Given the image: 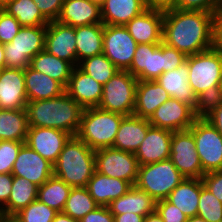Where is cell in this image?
Masks as SVG:
<instances>
[{
    "label": "cell",
    "instance_id": "obj_1",
    "mask_svg": "<svg viewBox=\"0 0 222 222\" xmlns=\"http://www.w3.org/2000/svg\"><path fill=\"white\" fill-rule=\"evenodd\" d=\"M214 13L172 9L163 12L162 42L186 56L213 47Z\"/></svg>",
    "mask_w": 222,
    "mask_h": 222
},
{
    "label": "cell",
    "instance_id": "obj_2",
    "mask_svg": "<svg viewBox=\"0 0 222 222\" xmlns=\"http://www.w3.org/2000/svg\"><path fill=\"white\" fill-rule=\"evenodd\" d=\"M26 113L30 127L55 128L76 136L84 108L66 92L46 100L28 101Z\"/></svg>",
    "mask_w": 222,
    "mask_h": 222
},
{
    "label": "cell",
    "instance_id": "obj_3",
    "mask_svg": "<svg viewBox=\"0 0 222 222\" xmlns=\"http://www.w3.org/2000/svg\"><path fill=\"white\" fill-rule=\"evenodd\" d=\"M95 170V151L77 136H71L54 164V176L72 188L86 187Z\"/></svg>",
    "mask_w": 222,
    "mask_h": 222
},
{
    "label": "cell",
    "instance_id": "obj_4",
    "mask_svg": "<svg viewBox=\"0 0 222 222\" xmlns=\"http://www.w3.org/2000/svg\"><path fill=\"white\" fill-rule=\"evenodd\" d=\"M124 117L98 107L85 108L76 136L94 151L112 147Z\"/></svg>",
    "mask_w": 222,
    "mask_h": 222
},
{
    "label": "cell",
    "instance_id": "obj_5",
    "mask_svg": "<svg viewBox=\"0 0 222 222\" xmlns=\"http://www.w3.org/2000/svg\"><path fill=\"white\" fill-rule=\"evenodd\" d=\"M185 179L170 159L139 166L135 186L156 202L169 194Z\"/></svg>",
    "mask_w": 222,
    "mask_h": 222
},
{
    "label": "cell",
    "instance_id": "obj_6",
    "mask_svg": "<svg viewBox=\"0 0 222 222\" xmlns=\"http://www.w3.org/2000/svg\"><path fill=\"white\" fill-rule=\"evenodd\" d=\"M46 25L21 27L9 43L4 44L5 68L24 70L31 59L44 50Z\"/></svg>",
    "mask_w": 222,
    "mask_h": 222
},
{
    "label": "cell",
    "instance_id": "obj_7",
    "mask_svg": "<svg viewBox=\"0 0 222 222\" xmlns=\"http://www.w3.org/2000/svg\"><path fill=\"white\" fill-rule=\"evenodd\" d=\"M138 79L128 71L119 70L102 89L98 108L124 116L133 115Z\"/></svg>",
    "mask_w": 222,
    "mask_h": 222
},
{
    "label": "cell",
    "instance_id": "obj_8",
    "mask_svg": "<svg viewBox=\"0 0 222 222\" xmlns=\"http://www.w3.org/2000/svg\"><path fill=\"white\" fill-rule=\"evenodd\" d=\"M188 82L198 96L212 86H220L222 81V52L212 47L209 50L189 55Z\"/></svg>",
    "mask_w": 222,
    "mask_h": 222
},
{
    "label": "cell",
    "instance_id": "obj_9",
    "mask_svg": "<svg viewBox=\"0 0 222 222\" xmlns=\"http://www.w3.org/2000/svg\"><path fill=\"white\" fill-rule=\"evenodd\" d=\"M189 129L195 139L203 173L222 170V135L206 118H197Z\"/></svg>",
    "mask_w": 222,
    "mask_h": 222
},
{
    "label": "cell",
    "instance_id": "obj_10",
    "mask_svg": "<svg viewBox=\"0 0 222 222\" xmlns=\"http://www.w3.org/2000/svg\"><path fill=\"white\" fill-rule=\"evenodd\" d=\"M96 171L111 178L128 181L135 185L139 163L135 153L112 147L95 150Z\"/></svg>",
    "mask_w": 222,
    "mask_h": 222
},
{
    "label": "cell",
    "instance_id": "obj_11",
    "mask_svg": "<svg viewBox=\"0 0 222 222\" xmlns=\"http://www.w3.org/2000/svg\"><path fill=\"white\" fill-rule=\"evenodd\" d=\"M170 160L185 178L202 179L204 173L190 129L173 132Z\"/></svg>",
    "mask_w": 222,
    "mask_h": 222
},
{
    "label": "cell",
    "instance_id": "obj_12",
    "mask_svg": "<svg viewBox=\"0 0 222 222\" xmlns=\"http://www.w3.org/2000/svg\"><path fill=\"white\" fill-rule=\"evenodd\" d=\"M137 45L124 25H104L103 54L119 70L130 68Z\"/></svg>",
    "mask_w": 222,
    "mask_h": 222
},
{
    "label": "cell",
    "instance_id": "obj_13",
    "mask_svg": "<svg viewBox=\"0 0 222 222\" xmlns=\"http://www.w3.org/2000/svg\"><path fill=\"white\" fill-rule=\"evenodd\" d=\"M196 119L190 105L170 97L154 111L148 121L151 126L174 132L189 129Z\"/></svg>",
    "mask_w": 222,
    "mask_h": 222
},
{
    "label": "cell",
    "instance_id": "obj_14",
    "mask_svg": "<svg viewBox=\"0 0 222 222\" xmlns=\"http://www.w3.org/2000/svg\"><path fill=\"white\" fill-rule=\"evenodd\" d=\"M127 71L138 80L155 81L164 73V43L138 44Z\"/></svg>",
    "mask_w": 222,
    "mask_h": 222
},
{
    "label": "cell",
    "instance_id": "obj_15",
    "mask_svg": "<svg viewBox=\"0 0 222 222\" xmlns=\"http://www.w3.org/2000/svg\"><path fill=\"white\" fill-rule=\"evenodd\" d=\"M70 137L69 133L55 128L29 127L25 144L54 165Z\"/></svg>",
    "mask_w": 222,
    "mask_h": 222
},
{
    "label": "cell",
    "instance_id": "obj_16",
    "mask_svg": "<svg viewBox=\"0 0 222 222\" xmlns=\"http://www.w3.org/2000/svg\"><path fill=\"white\" fill-rule=\"evenodd\" d=\"M11 174L26 178L39 187L54 175V165L24 143L19 150Z\"/></svg>",
    "mask_w": 222,
    "mask_h": 222
},
{
    "label": "cell",
    "instance_id": "obj_17",
    "mask_svg": "<svg viewBox=\"0 0 222 222\" xmlns=\"http://www.w3.org/2000/svg\"><path fill=\"white\" fill-rule=\"evenodd\" d=\"M44 50L77 66L75 28L56 21L46 25Z\"/></svg>",
    "mask_w": 222,
    "mask_h": 222
},
{
    "label": "cell",
    "instance_id": "obj_18",
    "mask_svg": "<svg viewBox=\"0 0 222 222\" xmlns=\"http://www.w3.org/2000/svg\"><path fill=\"white\" fill-rule=\"evenodd\" d=\"M172 134L173 131L150 126L135 153L139 166L170 159Z\"/></svg>",
    "mask_w": 222,
    "mask_h": 222
},
{
    "label": "cell",
    "instance_id": "obj_19",
    "mask_svg": "<svg viewBox=\"0 0 222 222\" xmlns=\"http://www.w3.org/2000/svg\"><path fill=\"white\" fill-rule=\"evenodd\" d=\"M27 102L24 70L0 69V109H25Z\"/></svg>",
    "mask_w": 222,
    "mask_h": 222
},
{
    "label": "cell",
    "instance_id": "obj_20",
    "mask_svg": "<svg viewBox=\"0 0 222 222\" xmlns=\"http://www.w3.org/2000/svg\"><path fill=\"white\" fill-rule=\"evenodd\" d=\"M124 26L137 44H160L163 33V12L146 9Z\"/></svg>",
    "mask_w": 222,
    "mask_h": 222
},
{
    "label": "cell",
    "instance_id": "obj_21",
    "mask_svg": "<svg viewBox=\"0 0 222 222\" xmlns=\"http://www.w3.org/2000/svg\"><path fill=\"white\" fill-rule=\"evenodd\" d=\"M102 89V84L76 66L72 70L65 92L85 109L98 107Z\"/></svg>",
    "mask_w": 222,
    "mask_h": 222
},
{
    "label": "cell",
    "instance_id": "obj_22",
    "mask_svg": "<svg viewBox=\"0 0 222 222\" xmlns=\"http://www.w3.org/2000/svg\"><path fill=\"white\" fill-rule=\"evenodd\" d=\"M57 21L74 28L102 23L101 7L90 0H64Z\"/></svg>",
    "mask_w": 222,
    "mask_h": 222
},
{
    "label": "cell",
    "instance_id": "obj_23",
    "mask_svg": "<svg viewBox=\"0 0 222 222\" xmlns=\"http://www.w3.org/2000/svg\"><path fill=\"white\" fill-rule=\"evenodd\" d=\"M188 63L178 68L162 73L156 81L167 91L172 98L196 108L197 96L188 82Z\"/></svg>",
    "mask_w": 222,
    "mask_h": 222
},
{
    "label": "cell",
    "instance_id": "obj_24",
    "mask_svg": "<svg viewBox=\"0 0 222 222\" xmlns=\"http://www.w3.org/2000/svg\"><path fill=\"white\" fill-rule=\"evenodd\" d=\"M132 185L125 180L111 178L95 170L87 183V190L99 206H109L110 203L127 193Z\"/></svg>",
    "mask_w": 222,
    "mask_h": 222
},
{
    "label": "cell",
    "instance_id": "obj_25",
    "mask_svg": "<svg viewBox=\"0 0 222 222\" xmlns=\"http://www.w3.org/2000/svg\"><path fill=\"white\" fill-rule=\"evenodd\" d=\"M169 98L170 95L156 80H138L133 115L149 119L154 111Z\"/></svg>",
    "mask_w": 222,
    "mask_h": 222
},
{
    "label": "cell",
    "instance_id": "obj_26",
    "mask_svg": "<svg viewBox=\"0 0 222 222\" xmlns=\"http://www.w3.org/2000/svg\"><path fill=\"white\" fill-rule=\"evenodd\" d=\"M150 126L148 119L134 115L125 116L119 125L112 148L136 153Z\"/></svg>",
    "mask_w": 222,
    "mask_h": 222
},
{
    "label": "cell",
    "instance_id": "obj_27",
    "mask_svg": "<svg viewBox=\"0 0 222 222\" xmlns=\"http://www.w3.org/2000/svg\"><path fill=\"white\" fill-rule=\"evenodd\" d=\"M24 78L28 101L52 99L65 92V87L60 82L30 66L24 69Z\"/></svg>",
    "mask_w": 222,
    "mask_h": 222
},
{
    "label": "cell",
    "instance_id": "obj_28",
    "mask_svg": "<svg viewBox=\"0 0 222 222\" xmlns=\"http://www.w3.org/2000/svg\"><path fill=\"white\" fill-rule=\"evenodd\" d=\"M144 0H105L101 6L104 25H126L146 10Z\"/></svg>",
    "mask_w": 222,
    "mask_h": 222
},
{
    "label": "cell",
    "instance_id": "obj_29",
    "mask_svg": "<svg viewBox=\"0 0 222 222\" xmlns=\"http://www.w3.org/2000/svg\"><path fill=\"white\" fill-rule=\"evenodd\" d=\"M108 207L112 214L131 212L145 217L155 212L156 201L133 185L127 193L113 200Z\"/></svg>",
    "mask_w": 222,
    "mask_h": 222
},
{
    "label": "cell",
    "instance_id": "obj_30",
    "mask_svg": "<svg viewBox=\"0 0 222 222\" xmlns=\"http://www.w3.org/2000/svg\"><path fill=\"white\" fill-rule=\"evenodd\" d=\"M104 24L75 27L77 66L85 58L103 53Z\"/></svg>",
    "mask_w": 222,
    "mask_h": 222
},
{
    "label": "cell",
    "instance_id": "obj_31",
    "mask_svg": "<svg viewBox=\"0 0 222 222\" xmlns=\"http://www.w3.org/2000/svg\"><path fill=\"white\" fill-rule=\"evenodd\" d=\"M30 67L60 82L65 88L74 68L70 62L57 58L46 50H42L31 59Z\"/></svg>",
    "mask_w": 222,
    "mask_h": 222
},
{
    "label": "cell",
    "instance_id": "obj_32",
    "mask_svg": "<svg viewBox=\"0 0 222 222\" xmlns=\"http://www.w3.org/2000/svg\"><path fill=\"white\" fill-rule=\"evenodd\" d=\"M201 193V179L185 178L167 197L188 218L197 216Z\"/></svg>",
    "mask_w": 222,
    "mask_h": 222
},
{
    "label": "cell",
    "instance_id": "obj_33",
    "mask_svg": "<svg viewBox=\"0 0 222 222\" xmlns=\"http://www.w3.org/2000/svg\"><path fill=\"white\" fill-rule=\"evenodd\" d=\"M29 127L26 109H0V140L25 142Z\"/></svg>",
    "mask_w": 222,
    "mask_h": 222
},
{
    "label": "cell",
    "instance_id": "obj_34",
    "mask_svg": "<svg viewBox=\"0 0 222 222\" xmlns=\"http://www.w3.org/2000/svg\"><path fill=\"white\" fill-rule=\"evenodd\" d=\"M38 186L23 177L13 176V183L7 204L0 213L16 214L37 199Z\"/></svg>",
    "mask_w": 222,
    "mask_h": 222
},
{
    "label": "cell",
    "instance_id": "obj_35",
    "mask_svg": "<svg viewBox=\"0 0 222 222\" xmlns=\"http://www.w3.org/2000/svg\"><path fill=\"white\" fill-rule=\"evenodd\" d=\"M72 187L56 176H51L44 184L38 187L37 200L47 206L62 212Z\"/></svg>",
    "mask_w": 222,
    "mask_h": 222
},
{
    "label": "cell",
    "instance_id": "obj_36",
    "mask_svg": "<svg viewBox=\"0 0 222 222\" xmlns=\"http://www.w3.org/2000/svg\"><path fill=\"white\" fill-rule=\"evenodd\" d=\"M4 10L14 16L22 27L43 26L49 23L33 0H14Z\"/></svg>",
    "mask_w": 222,
    "mask_h": 222
},
{
    "label": "cell",
    "instance_id": "obj_37",
    "mask_svg": "<svg viewBox=\"0 0 222 222\" xmlns=\"http://www.w3.org/2000/svg\"><path fill=\"white\" fill-rule=\"evenodd\" d=\"M78 67L102 85L119 71L103 53L83 59L78 63Z\"/></svg>",
    "mask_w": 222,
    "mask_h": 222
},
{
    "label": "cell",
    "instance_id": "obj_38",
    "mask_svg": "<svg viewBox=\"0 0 222 222\" xmlns=\"http://www.w3.org/2000/svg\"><path fill=\"white\" fill-rule=\"evenodd\" d=\"M98 206L86 187H78L71 189L62 212L73 219L80 220Z\"/></svg>",
    "mask_w": 222,
    "mask_h": 222
},
{
    "label": "cell",
    "instance_id": "obj_39",
    "mask_svg": "<svg viewBox=\"0 0 222 222\" xmlns=\"http://www.w3.org/2000/svg\"><path fill=\"white\" fill-rule=\"evenodd\" d=\"M197 216L207 222H220L222 220V202L211 194L201 179V193L197 209Z\"/></svg>",
    "mask_w": 222,
    "mask_h": 222
},
{
    "label": "cell",
    "instance_id": "obj_40",
    "mask_svg": "<svg viewBox=\"0 0 222 222\" xmlns=\"http://www.w3.org/2000/svg\"><path fill=\"white\" fill-rule=\"evenodd\" d=\"M57 213L56 210L36 199L16 215L23 222H52Z\"/></svg>",
    "mask_w": 222,
    "mask_h": 222
},
{
    "label": "cell",
    "instance_id": "obj_41",
    "mask_svg": "<svg viewBox=\"0 0 222 222\" xmlns=\"http://www.w3.org/2000/svg\"><path fill=\"white\" fill-rule=\"evenodd\" d=\"M222 103V92L220 86H212L197 96L196 108L194 110L197 118H205Z\"/></svg>",
    "mask_w": 222,
    "mask_h": 222
},
{
    "label": "cell",
    "instance_id": "obj_42",
    "mask_svg": "<svg viewBox=\"0 0 222 222\" xmlns=\"http://www.w3.org/2000/svg\"><path fill=\"white\" fill-rule=\"evenodd\" d=\"M25 142L0 140V174L12 173L19 150Z\"/></svg>",
    "mask_w": 222,
    "mask_h": 222
},
{
    "label": "cell",
    "instance_id": "obj_43",
    "mask_svg": "<svg viewBox=\"0 0 222 222\" xmlns=\"http://www.w3.org/2000/svg\"><path fill=\"white\" fill-rule=\"evenodd\" d=\"M20 23L4 9H0V42L5 44L13 40L21 29Z\"/></svg>",
    "mask_w": 222,
    "mask_h": 222
},
{
    "label": "cell",
    "instance_id": "obj_44",
    "mask_svg": "<svg viewBox=\"0 0 222 222\" xmlns=\"http://www.w3.org/2000/svg\"><path fill=\"white\" fill-rule=\"evenodd\" d=\"M155 211L164 222H187L188 217L167 199L156 202Z\"/></svg>",
    "mask_w": 222,
    "mask_h": 222
},
{
    "label": "cell",
    "instance_id": "obj_45",
    "mask_svg": "<svg viewBox=\"0 0 222 222\" xmlns=\"http://www.w3.org/2000/svg\"><path fill=\"white\" fill-rule=\"evenodd\" d=\"M222 0H177L175 9L216 13Z\"/></svg>",
    "mask_w": 222,
    "mask_h": 222
},
{
    "label": "cell",
    "instance_id": "obj_46",
    "mask_svg": "<svg viewBox=\"0 0 222 222\" xmlns=\"http://www.w3.org/2000/svg\"><path fill=\"white\" fill-rule=\"evenodd\" d=\"M41 14L48 21H56L61 13L64 0H33Z\"/></svg>",
    "mask_w": 222,
    "mask_h": 222
},
{
    "label": "cell",
    "instance_id": "obj_47",
    "mask_svg": "<svg viewBox=\"0 0 222 222\" xmlns=\"http://www.w3.org/2000/svg\"><path fill=\"white\" fill-rule=\"evenodd\" d=\"M187 56L164 43V72L172 71L186 62Z\"/></svg>",
    "mask_w": 222,
    "mask_h": 222
},
{
    "label": "cell",
    "instance_id": "obj_48",
    "mask_svg": "<svg viewBox=\"0 0 222 222\" xmlns=\"http://www.w3.org/2000/svg\"><path fill=\"white\" fill-rule=\"evenodd\" d=\"M202 181L211 194L222 202V170L205 173Z\"/></svg>",
    "mask_w": 222,
    "mask_h": 222
},
{
    "label": "cell",
    "instance_id": "obj_49",
    "mask_svg": "<svg viewBox=\"0 0 222 222\" xmlns=\"http://www.w3.org/2000/svg\"><path fill=\"white\" fill-rule=\"evenodd\" d=\"M80 222H114V216L109 207L98 206L95 210L87 213Z\"/></svg>",
    "mask_w": 222,
    "mask_h": 222
},
{
    "label": "cell",
    "instance_id": "obj_50",
    "mask_svg": "<svg viewBox=\"0 0 222 222\" xmlns=\"http://www.w3.org/2000/svg\"><path fill=\"white\" fill-rule=\"evenodd\" d=\"M13 175L9 173L0 174V210L7 202L11 193ZM2 205V206H1Z\"/></svg>",
    "mask_w": 222,
    "mask_h": 222
},
{
    "label": "cell",
    "instance_id": "obj_51",
    "mask_svg": "<svg viewBox=\"0 0 222 222\" xmlns=\"http://www.w3.org/2000/svg\"><path fill=\"white\" fill-rule=\"evenodd\" d=\"M213 47L222 52V11L214 14Z\"/></svg>",
    "mask_w": 222,
    "mask_h": 222
},
{
    "label": "cell",
    "instance_id": "obj_52",
    "mask_svg": "<svg viewBox=\"0 0 222 222\" xmlns=\"http://www.w3.org/2000/svg\"><path fill=\"white\" fill-rule=\"evenodd\" d=\"M147 9L159 10L162 12L176 8L177 0H144Z\"/></svg>",
    "mask_w": 222,
    "mask_h": 222
},
{
    "label": "cell",
    "instance_id": "obj_53",
    "mask_svg": "<svg viewBox=\"0 0 222 222\" xmlns=\"http://www.w3.org/2000/svg\"><path fill=\"white\" fill-rule=\"evenodd\" d=\"M205 118L222 135V103Z\"/></svg>",
    "mask_w": 222,
    "mask_h": 222
},
{
    "label": "cell",
    "instance_id": "obj_54",
    "mask_svg": "<svg viewBox=\"0 0 222 222\" xmlns=\"http://www.w3.org/2000/svg\"><path fill=\"white\" fill-rule=\"evenodd\" d=\"M114 222H143L144 216L135 213L113 214Z\"/></svg>",
    "mask_w": 222,
    "mask_h": 222
},
{
    "label": "cell",
    "instance_id": "obj_55",
    "mask_svg": "<svg viewBox=\"0 0 222 222\" xmlns=\"http://www.w3.org/2000/svg\"><path fill=\"white\" fill-rule=\"evenodd\" d=\"M52 222H80V221L73 219L72 217L63 212H58Z\"/></svg>",
    "mask_w": 222,
    "mask_h": 222
},
{
    "label": "cell",
    "instance_id": "obj_56",
    "mask_svg": "<svg viewBox=\"0 0 222 222\" xmlns=\"http://www.w3.org/2000/svg\"><path fill=\"white\" fill-rule=\"evenodd\" d=\"M0 222H23L16 214L0 213Z\"/></svg>",
    "mask_w": 222,
    "mask_h": 222
},
{
    "label": "cell",
    "instance_id": "obj_57",
    "mask_svg": "<svg viewBox=\"0 0 222 222\" xmlns=\"http://www.w3.org/2000/svg\"><path fill=\"white\" fill-rule=\"evenodd\" d=\"M143 222H164L160 215L155 211L147 216H145Z\"/></svg>",
    "mask_w": 222,
    "mask_h": 222
},
{
    "label": "cell",
    "instance_id": "obj_58",
    "mask_svg": "<svg viewBox=\"0 0 222 222\" xmlns=\"http://www.w3.org/2000/svg\"><path fill=\"white\" fill-rule=\"evenodd\" d=\"M4 44L0 42V69L5 68Z\"/></svg>",
    "mask_w": 222,
    "mask_h": 222
},
{
    "label": "cell",
    "instance_id": "obj_59",
    "mask_svg": "<svg viewBox=\"0 0 222 222\" xmlns=\"http://www.w3.org/2000/svg\"><path fill=\"white\" fill-rule=\"evenodd\" d=\"M187 222H207V221L203 218H200L199 216H193L188 218Z\"/></svg>",
    "mask_w": 222,
    "mask_h": 222
},
{
    "label": "cell",
    "instance_id": "obj_60",
    "mask_svg": "<svg viewBox=\"0 0 222 222\" xmlns=\"http://www.w3.org/2000/svg\"><path fill=\"white\" fill-rule=\"evenodd\" d=\"M13 1L14 0H0V9H4L6 6H8Z\"/></svg>",
    "mask_w": 222,
    "mask_h": 222
},
{
    "label": "cell",
    "instance_id": "obj_61",
    "mask_svg": "<svg viewBox=\"0 0 222 222\" xmlns=\"http://www.w3.org/2000/svg\"><path fill=\"white\" fill-rule=\"evenodd\" d=\"M92 3L99 5L100 7L105 3V0H90Z\"/></svg>",
    "mask_w": 222,
    "mask_h": 222
}]
</instances>
